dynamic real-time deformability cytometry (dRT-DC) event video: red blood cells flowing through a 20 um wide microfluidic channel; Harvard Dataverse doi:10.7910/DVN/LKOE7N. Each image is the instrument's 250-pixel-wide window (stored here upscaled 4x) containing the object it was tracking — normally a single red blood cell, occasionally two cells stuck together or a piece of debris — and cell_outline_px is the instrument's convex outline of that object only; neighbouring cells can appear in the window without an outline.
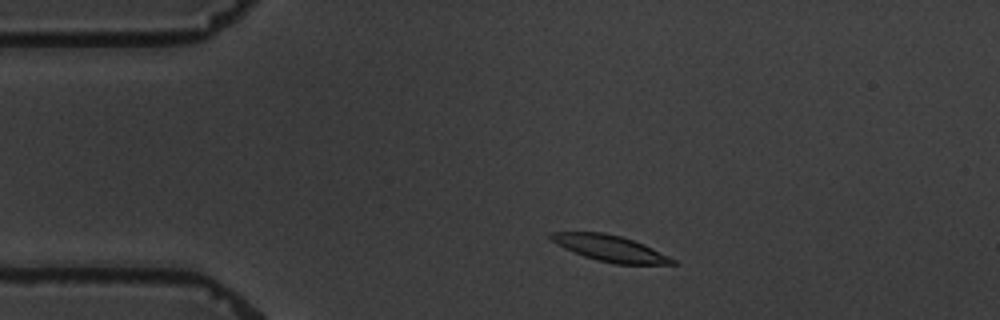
{"species": "common noctule bat (a hibernating species)", "species_latin": "Nyctalus noctula", "temperature_condition": "warm", "stored_images_in_passage": 5, "camera_frame_rate_fps": 3000, "um_per_image_px": 0.085, "animal": {"sex": "male", "body_mass_g": 19.5, "forearm_length_mm": 54.6}, "frame": {"image": 1, "passage_image": 2, "time_ms": 1.0, "image_size_px": [1000, 320], "cell_outline_px": [[676, 264], [616, 264], [596, 260], [572, 252], [556, 244], [548, 236], [548, 232], [604, 232], [620, 236], [644, 244], [676, 260]], "centroid_in_image_um": [51.81, 21.1], "position_along_channel_um": 33.2, "area_um2": 18.44}}
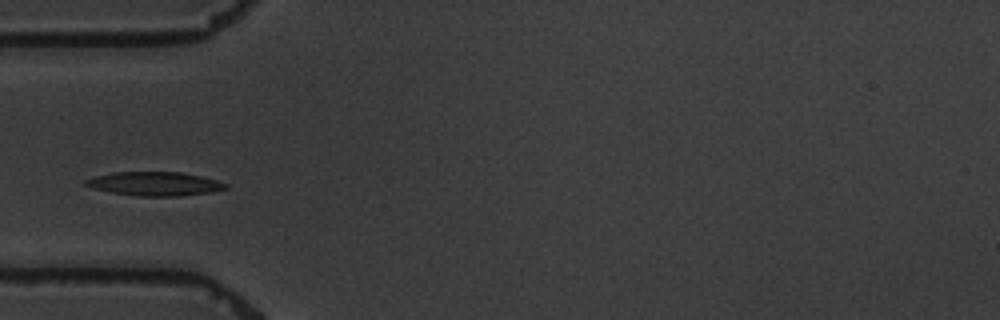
{"frame": {"image": 2, "passage_image": 4, "time_ms": 3.333, "image_size_px": [1000, 320], "cell_outline_px": [[228, 188], [212, 192], [180, 196], [136, 196], [112, 192], [92, 188], [84, 184], [84, 180], [96, 176], [112, 172], [180, 172], [200, 176], [216, 180], [228, 184]], "centroid_in_image_um": [13.16, 15.62], "position_along_channel_um": 71.8, "area_um2": 19.42}}
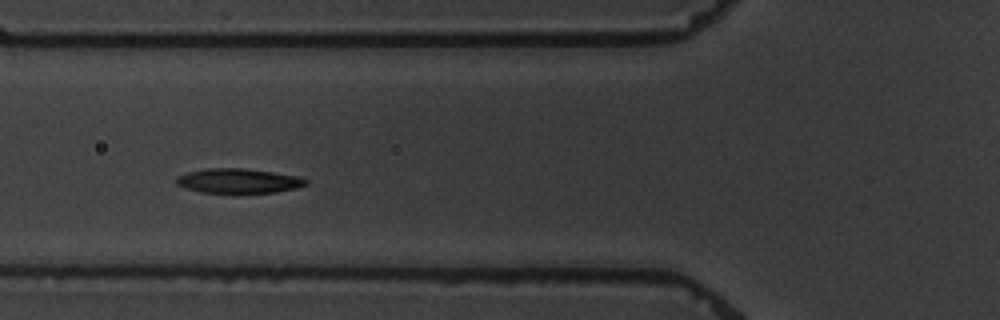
{"frame": {"image": 3, "passage_image": 5, "time_ms": 4.333, "image_size_px": [1000, 320], "cell_outline_px": [[308, 184], [296, 188], [276, 192], [200, 192], [184, 188], [176, 184], [172, 180], [176, 176], [188, 172], [208, 168], [244, 168], [272, 172], [296, 176], [308, 180]], "centroid_in_image_um": [20.2, 15.36], "position_along_channel_um": 105.6, "area_um2": 18.5}}